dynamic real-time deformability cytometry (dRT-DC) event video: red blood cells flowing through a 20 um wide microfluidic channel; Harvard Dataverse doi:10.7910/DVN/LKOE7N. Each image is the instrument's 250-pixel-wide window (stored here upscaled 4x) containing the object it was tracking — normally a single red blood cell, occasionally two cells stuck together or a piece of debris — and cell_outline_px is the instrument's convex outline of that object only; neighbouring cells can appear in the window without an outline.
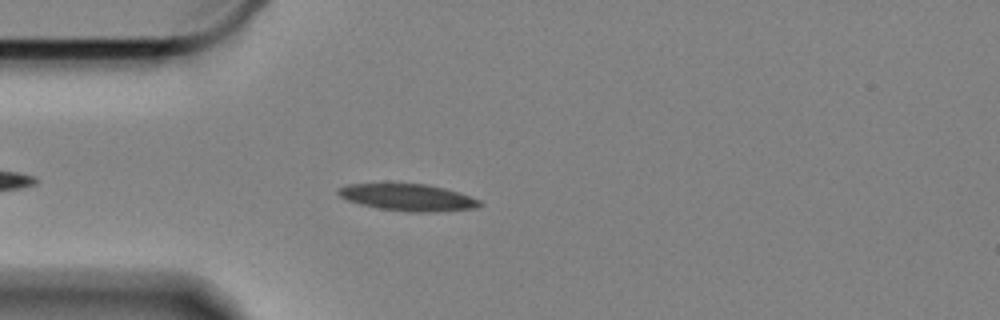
{"species": "Egyptian fruit bat (a non-hibernating species)", "species_latin": "Rousettus aegyptiacus", "temperature_condition": "cold", "stored_images_in_passage": 33, "camera_frame_rate_fps": 3000, "um_per_image_px": 0.085, "animal": {"sex": "female"}, "frame": {"image": 1, "passage_image": 6, "time_ms": 1.667, "image_size_px": [1000, 320], "cell_outline_px": [[484, 204], [476, 208], [436, 212], [408, 212], [376, 208], [360, 204], [348, 200], [340, 196], [336, 192], [340, 188], [348, 184], [424, 184], [444, 188], [480, 200]], "centroid_in_image_um": [34.68, 16.8], "position_along_channel_um": 50.3, "area_um2": 21.96}}
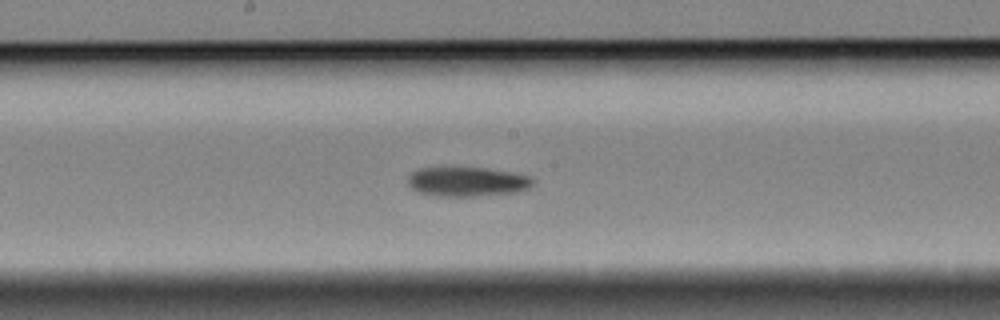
{"frame": {"image": 2, "passage_image": 21, "time_ms": 6.667, "image_size_px": [1000, 320], "cell_outline_px": [[532, 184], [528, 188], [516, 192], [472, 196], [436, 196], [420, 192], [412, 188], [408, 184], [408, 176], [412, 172], [420, 168], [484, 168], [532, 176]], "centroid_in_image_um": [39.69, 15.44], "position_along_channel_um": 208.5, "area_um2": 21.1}}
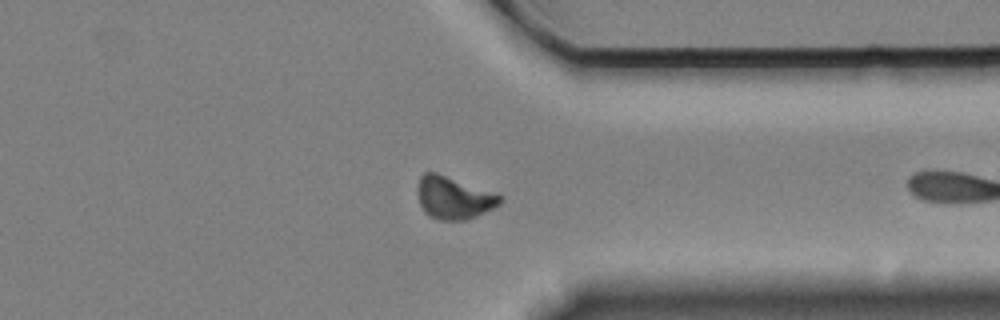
{"frame": {"image": 3, "passage_image": 32, "time_ms": 10.333, "image_size_px": [1000, 320], "cell_outline_px": [[500, 204], [476, 216], [464, 220], [440, 220], [428, 216], [424, 212], [420, 204], [416, 192], [416, 188], [420, 176], [424, 172], [436, 172], [496, 192], [500, 196]], "centroid_in_image_um": [38.52, 16.79], "position_along_channel_um": 372.9, "area_um2": 20.58}}